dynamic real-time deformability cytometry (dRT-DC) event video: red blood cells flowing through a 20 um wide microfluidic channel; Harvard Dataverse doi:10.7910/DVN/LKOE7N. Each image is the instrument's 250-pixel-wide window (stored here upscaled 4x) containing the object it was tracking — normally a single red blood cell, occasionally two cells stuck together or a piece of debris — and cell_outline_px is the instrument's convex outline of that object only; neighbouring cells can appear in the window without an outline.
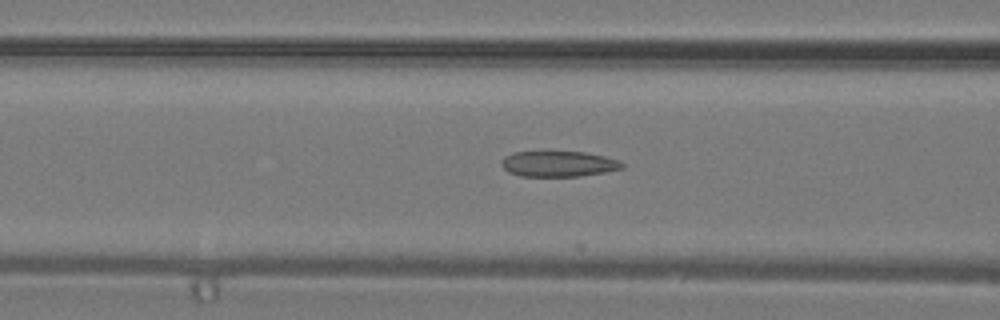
{"species": "common noctule bat (a hibernating species)", "species_latin": "Nyctalus noctula", "temperature_condition": "warm", "stored_images_in_passage": 33, "camera_frame_rate_fps": 3000, "um_per_image_px": 0.085, "animal": {"sex": "male", "body_mass_g": 19.2, "forearm_length_mm": 51.8}, "frame": {"image": 1, "passage_image": 14, "time_ms": 4.333, "image_size_px": [1000, 320], "cell_outline_px": [[624, 168], [604, 172], [580, 176], [520, 176], [508, 172], [500, 164], [500, 160], [504, 156], [512, 152], [584, 152], [604, 156], [616, 160], [624, 164]], "centroid_in_image_um": [47.42, 13.93], "position_along_channel_um": 119.2, "area_um2": 17.98}}
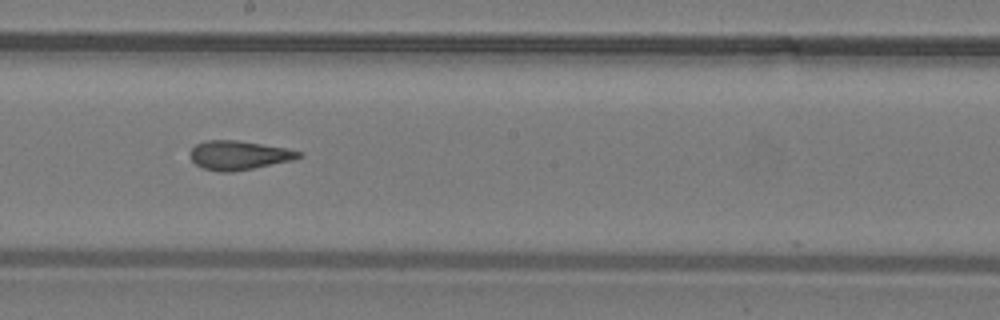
{"frame": {"image": 2, "passage_image": 20, "time_ms": 6.333, "image_size_px": [1000, 320], "cell_outline_px": [[304, 156], [292, 160], [232, 172], [220, 172], [204, 168], [196, 164], [192, 160], [192, 148], [196, 144], [208, 140], [236, 140], [288, 148], [304, 152]], "centroid_in_image_um": [20.36, 13.19], "position_along_channel_um": 227.8, "area_um2": 18.21}}
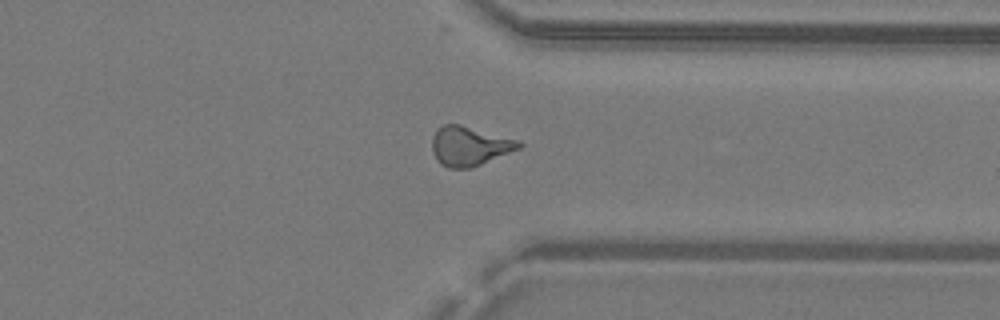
{"frame": {"image": 3, "passage_image": 28, "time_ms": 9.0, "image_size_px": [1000, 320], "cell_outline_px": [[524, 144], [520, 148], [472, 168], [448, 168], [440, 164], [436, 160], [432, 152], [432, 136], [436, 128], [444, 124], [460, 124], [520, 140]], "centroid_in_image_um": [39.89, 12.41], "position_along_channel_um": 371.5, "area_um2": 20.17}}